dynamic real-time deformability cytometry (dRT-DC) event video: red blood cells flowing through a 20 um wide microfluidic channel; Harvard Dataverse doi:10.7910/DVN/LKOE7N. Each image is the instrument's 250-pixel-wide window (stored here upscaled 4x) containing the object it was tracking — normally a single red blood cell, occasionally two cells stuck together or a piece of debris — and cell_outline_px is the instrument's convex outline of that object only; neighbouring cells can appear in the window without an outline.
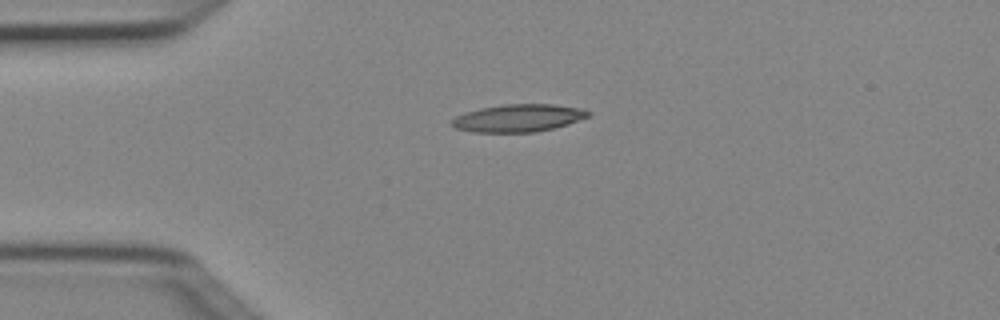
{"species": "Egyptian fruit bat (a non-hibernating species)", "species_latin": "Rousettus aegyptiacus", "temperature_condition": "cold", "stored_images_in_passage": 3, "camera_frame_rate_fps": 3000, "um_per_image_px": 0.085, "animal": {"sex": "female"}, "frame": {"image": 1, "passage_image": 1, "time_ms": 0.0, "image_size_px": [1000, 320], "cell_outline_px": [[592, 112], [588, 116], [568, 124], [556, 128], [532, 132], [472, 132], [456, 128], [448, 124], [456, 116], [464, 112], [480, 108], [504, 104], [552, 104], [584, 108]], "centroid_in_image_um": [44.05, 10.03], "position_along_channel_um": 40.9, "area_um2": 22.08}}
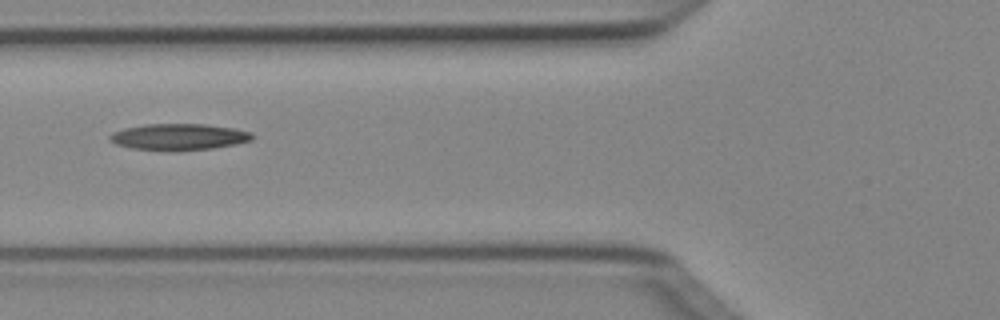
{"frame": {"image": 2, "passage_image": 3, "time_ms": 0.667, "image_size_px": [1000, 320], "cell_outline_px": [[256, 136], [252, 140], [236, 144], [212, 148], [176, 152], [172, 152], [132, 148], [116, 144], [108, 140], [108, 136], [112, 132], [124, 128], [144, 124], [204, 124], [232, 128], [252, 132]], "centroid_in_image_um": [15.19, 11.65], "position_along_channel_um": 110.6, "area_um2": 22.31}}